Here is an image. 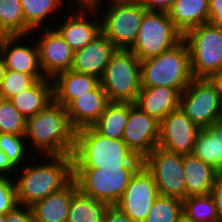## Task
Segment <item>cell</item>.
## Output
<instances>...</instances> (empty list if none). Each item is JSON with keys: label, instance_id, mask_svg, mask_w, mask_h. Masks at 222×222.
Wrapping results in <instances>:
<instances>
[{"label": "cell", "instance_id": "1", "mask_svg": "<svg viewBox=\"0 0 222 222\" xmlns=\"http://www.w3.org/2000/svg\"><path fill=\"white\" fill-rule=\"evenodd\" d=\"M73 168L141 167L143 159L123 139H110L92 126L76 131L72 153Z\"/></svg>", "mask_w": 222, "mask_h": 222}, {"label": "cell", "instance_id": "2", "mask_svg": "<svg viewBox=\"0 0 222 222\" xmlns=\"http://www.w3.org/2000/svg\"><path fill=\"white\" fill-rule=\"evenodd\" d=\"M76 131L66 107L53 100L39 113L27 118L25 139L31 140V146H35L44 158L47 155H72Z\"/></svg>", "mask_w": 222, "mask_h": 222}, {"label": "cell", "instance_id": "3", "mask_svg": "<svg viewBox=\"0 0 222 222\" xmlns=\"http://www.w3.org/2000/svg\"><path fill=\"white\" fill-rule=\"evenodd\" d=\"M50 159L41 165L30 162L22 167L14 180L18 204L32 206L49 194L60 191L73 180L72 155H47ZM52 160V161H51Z\"/></svg>", "mask_w": 222, "mask_h": 222}, {"label": "cell", "instance_id": "4", "mask_svg": "<svg viewBox=\"0 0 222 222\" xmlns=\"http://www.w3.org/2000/svg\"><path fill=\"white\" fill-rule=\"evenodd\" d=\"M141 88L173 87L181 93L194 79L186 42L182 39L158 56L140 60Z\"/></svg>", "mask_w": 222, "mask_h": 222}, {"label": "cell", "instance_id": "5", "mask_svg": "<svg viewBox=\"0 0 222 222\" xmlns=\"http://www.w3.org/2000/svg\"><path fill=\"white\" fill-rule=\"evenodd\" d=\"M194 78L212 79L222 71V28L201 24L183 34Z\"/></svg>", "mask_w": 222, "mask_h": 222}, {"label": "cell", "instance_id": "6", "mask_svg": "<svg viewBox=\"0 0 222 222\" xmlns=\"http://www.w3.org/2000/svg\"><path fill=\"white\" fill-rule=\"evenodd\" d=\"M139 168H73V180L84 195L114 206Z\"/></svg>", "mask_w": 222, "mask_h": 222}, {"label": "cell", "instance_id": "7", "mask_svg": "<svg viewBox=\"0 0 222 222\" xmlns=\"http://www.w3.org/2000/svg\"><path fill=\"white\" fill-rule=\"evenodd\" d=\"M110 102L134 103L141 90L140 60L130 50L118 49L100 79Z\"/></svg>", "mask_w": 222, "mask_h": 222}, {"label": "cell", "instance_id": "8", "mask_svg": "<svg viewBox=\"0 0 222 222\" xmlns=\"http://www.w3.org/2000/svg\"><path fill=\"white\" fill-rule=\"evenodd\" d=\"M183 39V34L163 11H146L135 43L129 49L139 59L158 56Z\"/></svg>", "mask_w": 222, "mask_h": 222}, {"label": "cell", "instance_id": "9", "mask_svg": "<svg viewBox=\"0 0 222 222\" xmlns=\"http://www.w3.org/2000/svg\"><path fill=\"white\" fill-rule=\"evenodd\" d=\"M101 15V33L117 49L129 50L136 41L140 25L147 11L138 1L111 2ZM105 12V14L103 13ZM103 18V19H102ZM103 20V21H102Z\"/></svg>", "mask_w": 222, "mask_h": 222}, {"label": "cell", "instance_id": "10", "mask_svg": "<svg viewBox=\"0 0 222 222\" xmlns=\"http://www.w3.org/2000/svg\"><path fill=\"white\" fill-rule=\"evenodd\" d=\"M179 108L201 129L221 120L222 99L216 83L194 78L181 93Z\"/></svg>", "mask_w": 222, "mask_h": 222}, {"label": "cell", "instance_id": "11", "mask_svg": "<svg viewBox=\"0 0 222 222\" xmlns=\"http://www.w3.org/2000/svg\"><path fill=\"white\" fill-rule=\"evenodd\" d=\"M143 165L153 175L159 195L186 198L183 154L157 146L143 159Z\"/></svg>", "mask_w": 222, "mask_h": 222}, {"label": "cell", "instance_id": "12", "mask_svg": "<svg viewBox=\"0 0 222 222\" xmlns=\"http://www.w3.org/2000/svg\"><path fill=\"white\" fill-rule=\"evenodd\" d=\"M159 196L153 175L142 165L132 176L119 202L115 205L133 222H144Z\"/></svg>", "mask_w": 222, "mask_h": 222}, {"label": "cell", "instance_id": "13", "mask_svg": "<svg viewBox=\"0 0 222 222\" xmlns=\"http://www.w3.org/2000/svg\"><path fill=\"white\" fill-rule=\"evenodd\" d=\"M199 128L180 108L160 121L158 146L178 154H192Z\"/></svg>", "mask_w": 222, "mask_h": 222}, {"label": "cell", "instance_id": "14", "mask_svg": "<svg viewBox=\"0 0 222 222\" xmlns=\"http://www.w3.org/2000/svg\"><path fill=\"white\" fill-rule=\"evenodd\" d=\"M160 122L129 102V117L122 139L139 157L144 159L158 146Z\"/></svg>", "mask_w": 222, "mask_h": 222}, {"label": "cell", "instance_id": "15", "mask_svg": "<svg viewBox=\"0 0 222 222\" xmlns=\"http://www.w3.org/2000/svg\"><path fill=\"white\" fill-rule=\"evenodd\" d=\"M39 31H43L36 41L40 66L45 77L53 79L58 73L71 69L74 51L54 28L45 25Z\"/></svg>", "mask_w": 222, "mask_h": 222}, {"label": "cell", "instance_id": "16", "mask_svg": "<svg viewBox=\"0 0 222 222\" xmlns=\"http://www.w3.org/2000/svg\"><path fill=\"white\" fill-rule=\"evenodd\" d=\"M78 6L80 9L77 13L75 12V15L72 12L73 15L68 16L69 18L67 17L65 22L57 24L55 27L58 34L74 52L84 48L101 33V23L97 20L92 21L93 16H98V10L90 5L78 4ZM90 15L92 16L91 20L88 17Z\"/></svg>", "mask_w": 222, "mask_h": 222}, {"label": "cell", "instance_id": "17", "mask_svg": "<svg viewBox=\"0 0 222 222\" xmlns=\"http://www.w3.org/2000/svg\"><path fill=\"white\" fill-rule=\"evenodd\" d=\"M21 38L25 36H0V54L7 70L29 75H44L40 66L37 44L32 46H26L24 42L20 44Z\"/></svg>", "mask_w": 222, "mask_h": 222}, {"label": "cell", "instance_id": "18", "mask_svg": "<svg viewBox=\"0 0 222 222\" xmlns=\"http://www.w3.org/2000/svg\"><path fill=\"white\" fill-rule=\"evenodd\" d=\"M118 49L102 33L84 48L74 52L71 70L101 79L112 55Z\"/></svg>", "mask_w": 222, "mask_h": 222}, {"label": "cell", "instance_id": "19", "mask_svg": "<svg viewBox=\"0 0 222 222\" xmlns=\"http://www.w3.org/2000/svg\"><path fill=\"white\" fill-rule=\"evenodd\" d=\"M109 103L107 94L100 83L89 94L80 95L72 100L66 106V111L73 127L79 130L93 126Z\"/></svg>", "mask_w": 222, "mask_h": 222}, {"label": "cell", "instance_id": "20", "mask_svg": "<svg viewBox=\"0 0 222 222\" xmlns=\"http://www.w3.org/2000/svg\"><path fill=\"white\" fill-rule=\"evenodd\" d=\"M181 92L173 87L141 88L134 105L159 122L180 106Z\"/></svg>", "mask_w": 222, "mask_h": 222}, {"label": "cell", "instance_id": "21", "mask_svg": "<svg viewBox=\"0 0 222 222\" xmlns=\"http://www.w3.org/2000/svg\"><path fill=\"white\" fill-rule=\"evenodd\" d=\"M53 100L66 107L80 95L89 94L101 82L100 79L71 69L58 73L53 79Z\"/></svg>", "mask_w": 222, "mask_h": 222}, {"label": "cell", "instance_id": "22", "mask_svg": "<svg viewBox=\"0 0 222 222\" xmlns=\"http://www.w3.org/2000/svg\"><path fill=\"white\" fill-rule=\"evenodd\" d=\"M78 190L74 180L31 207L34 222H67L72 195Z\"/></svg>", "mask_w": 222, "mask_h": 222}, {"label": "cell", "instance_id": "23", "mask_svg": "<svg viewBox=\"0 0 222 222\" xmlns=\"http://www.w3.org/2000/svg\"><path fill=\"white\" fill-rule=\"evenodd\" d=\"M186 197L211 193L212 185L220 174L212 166L192 154L183 155Z\"/></svg>", "mask_w": 222, "mask_h": 222}, {"label": "cell", "instance_id": "24", "mask_svg": "<svg viewBox=\"0 0 222 222\" xmlns=\"http://www.w3.org/2000/svg\"><path fill=\"white\" fill-rule=\"evenodd\" d=\"M9 100L26 119L32 117L53 101V81L50 78L39 79Z\"/></svg>", "mask_w": 222, "mask_h": 222}, {"label": "cell", "instance_id": "25", "mask_svg": "<svg viewBox=\"0 0 222 222\" xmlns=\"http://www.w3.org/2000/svg\"><path fill=\"white\" fill-rule=\"evenodd\" d=\"M192 155L222 173V119L199 130Z\"/></svg>", "mask_w": 222, "mask_h": 222}, {"label": "cell", "instance_id": "26", "mask_svg": "<svg viewBox=\"0 0 222 222\" xmlns=\"http://www.w3.org/2000/svg\"><path fill=\"white\" fill-rule=\"evenodd\" d=\"M209 0H176L167 11L175 27L184 34L209 21Z\"/></svg>", "mask_w": 222, "mask_h": 222}, {"label": "cell", "instance_id": "27", "mask_svg": "<svg viewBox=\"0 0 222 222\" xmlns=\"http://www.w3.org/2000/svg\"><path fill=\"white\" fill-rule=\"evenodd\" d=\"M128 117L129 102H110L92 127L105 137L122 139Z\"/></svg>", "mask_w": 222, "mask_h": 222}, {"label": "cell", "instance_id": "28", "mask_svg": "<svg viewBox=\"0 0 222 222\" xmlns=\"http://www.w3.org/2000/svg\"><path fill=\"white\" fill-rule=\"evenodd\" d=\"M110 206L77 190L72 195L67 222H104Z\"/></svg>", "mask_w": 222, "mask_h": 222}, {"label": "cell", "instance_id": "29", "mask_svg": "<svg viewBox=\"0 0 222 222\" xmlns=\"http://www.w3.org/2000/svg\"><path fill=\"white\" fill-rule=\"evenodd\" d=\"M33 30L25 23L20 0H0V36H26Z\"/></svg>", "mask_w": 222, "mask_h": 222}, {"label": "cell", "instance_id": "30", "mask_svg": "<svg viewBox=\"0 0 222 222\" xmlns=\"http://www.w3.org/2000/svg\"><path fill=\"white\" fill-rule=\"evenodd\" d=\"M25 23L33 30H39L52 12H57L63 0H20ZM39 28V29H38Z\"/></svg>", "mask_w": 222, "mask_h": 222}, {"label": "cell", "instance_id": "31", "mask_svg": "<svg viewBox=\"0 0 222 222\" xmlns=\"http://www.w3.org/2000/svg\"><path fill=\"white\" fill-rule=\"evenodd\" d=\"M183 213L193 222H219L212 195H192L183 199Z\"/></svg>", "mask_w": 222, "mask_h": 222}, {"label": "cell", "instance_id": "32", "mask_svg": "<svg viewBox=\"0 0 222 222\" xmlns=\"http://www.w3.org/2000/svg\"><path fill=\"white\" fill-rule=\"evenodd\" d=\"M182 214V199L159 195L153 202L144 222H177Z\"/></svg>", "mask_w": 222, "mask_h": 222}, {"label": "cell", "instance_id": "33", "mask_svg": "<svg viewBox=\"0 0 222 222\" xmlns=\"http://www.w3.org/2000/svg\"><path fill=\"white\" fill-rule=\"evenodd\" d=\"M26 122L9 99L0 98V133L25 135Z\"/></svg>", "mask_w": 222, "mask_h": 222}, {"label": "cell", "instance_id": "34", "mask_svg": "<svg viewBox=\"0 0 222 222\" xmlns=\"http://www.w3.org/2000/svg\"><path fill=\"white\" fill-rule=\"evenodd\" d=\"M46 78L45 75H29L13 70H6L0 87V98L10 99L23 90L31 87L37 80Z\"/></svg>", "mask_w": 222, "mask_h": 222}, {"label": "cell", "instance_id": "35", "mask_svg": "<svg viewBox=\"0 0 222 222\" xmlns=\"http://www.w3.org/2000/svg\"><path fill=\"white\" fill-rule=\"evenodd\" d=\"M25 140V141H24ZM25 135H15L11 133H0V149L6 154L10 161L16 166H23V159L28 152ZM26 154V155H25ZM21 164V165H20Z\"/></svg>", "mask_w": 222, "mask_h": 222}, {"label": "cell", "instance_id": "36", "mask_svg": "<svg viewBox=\"0 0 222 222\" xmlns=\"http://www.w3.org/2000/svg\"><path fill=\"white\" fill-rule=\"evenodd\" d=\"M16 205H18V202L14 179L0 175V213L6 214Z\"/></svg>", "mask_w": 222, "mask_h": 222}, {"label": "cell", "instance_id": "37", "mask_svg": "<svg viewBox=\"0 0 222 222\" xmlns=\"http://www.w3.org/2000/svg\"><path fill=\"white\" fill-rule=\"evenodd\" d=\"M5 222H34L31 207L18 204L5 214Z\"/></svg>", "mask_w": 222, "mask_h": 222}, {"label": "cell", "instance_id": "38", "mask_svg": "<svg viewBox=\"0 0 222 222\" xmlns=\"http://www.w3.org/2000/svg\"><path fill=\"white\" fill-rule=\"evenodd\" d=\"M210 194L215 202L219 222H222V173L216 177Z\"/></svg>", "mask_w": 222, "mask_h": 222}, {"label": "cell", "instance_id": "39", "mask_svg": "<svg viewBox=\"0 0 222 222\" xmlns=\"http://www.w3.org/2000/svg\"><path fill=\"white\" fill-rule=\"evenodd\" d=\"M209 21L213 26L222 28V0H209Z\"/></svg>", "mask_w": 222, "mask_h": 222}, {"label": "cell", "instance_id": "40", "mask_svg": "<svg viewBox=\"0 0 222 222\" xmlns=\"http://www.w3.org/2000/svg\"><path fill=\"white\" fill-rule=\"evenodd\" d=\"M176 0H138L147 11L167 12Z\"/></svg>", "mask_w": 222, "mask_h": 222}, {"label": "cell", "instance_id": "41", "mask_svg": "<svg viewBox=\"0 0 222 222\" xmlns=\"http://www.w3.org/2000/svg\"><path fill=\"white\" fill-rule=\"evenodd\" d=\"M104 222H133L125 213H123L117 206H110Z\"/></svg>", "mask_w": 222, "mask_h": 222}, {"label": "cell", "instance_id": "42", "mask_svg": "<svg viewBox=\"0 0 222 222\" xmlns=\"http://www.w3.org/2000/svg\"><path fill=\"white\" fill-rule=\"evenodd\" d=\"M18 169L19 168H17L6 156V154L0 149V175L10 176V174L7 173L13 172L12 174H16L13 170H16L17 172Z\"/></svg>", "mask_w": 222, "mask_h": 222}, {"label": "cell", "instance_id": "43", "mask_svg": "<svg viewBox=\"0 0 222 222\" xmlns=\"http://www.w3.org/2000/svg\"><path fill=\"white\" fill-rule=\"evenodd\" d=\"M101 1L104 2V0H91L87 5L95 7L97 10H99L102 5ZM136 1L138 0H110V3L111 2H136Z\"/></svg>", "mask_w": 222, "mask_h": 222}, {"label": "cell", "instance_id": "44", "mask_svg": "<svg viewBox=\"0 0 222 222\" xmlns=\"http://www.w3.org/2000/svg\"><path fill=\"white\" fill-rule=\"evenodd\" d=\"M212 80L216 83L222 99V71L218 72Z\"/></svg>", "mask_w": 222, "mask_h": 222}, {"label": "cell", "instance_id": "45", "mask_svg": "<svg viewBox=\"0 0 222 222\" xmlns=\"http://www.w3.org/2000/svg\"><path fill=\"white\" fill-rule=\"evenodd\" d=\"M6 70H7V68H6L4 59H3V57L0 54V87H1L2 81L4 79Z\"/></svg>", "mask_w": 222, "mask_h": 222}, {"label": "cell", "instance_id": "46", "mask_svg": "<svg viewBox=\"0 0 222 222\" xmlns=\"http://www.w3.org/2000/svg\"><path fill=\"white\" fill-rule=\"evenodd\" d=\"M177 222H193L190 218H188L184 213L179 217Z\"/></svg>", "mask_w": 222, "mask_h": 222}, {"label": "cell", "instance_id": "47", "mask_svg": "<svg viewBox=\"0 0 222 222\" xmlns=\"http://www.w3.org/2000/svg\"><path fill=\"white\" fill-rule=\"evenodd\" d=\"M91 0H74V3L78 5L79 4H82V5H87Z\"/></svg>", "mask_w": 222, "mask_h": 222}, {"label": "cell", "instance_id": "48", "mask_svg": "<svg viewBox=\"0 0 222 222\" xmlns=\"http://www.w3.org/2000/svg\"><path fill=\"white\" fill-rule=\"evenodd\" d=\"M0 222H5V214L0 213Z\"/></svg>", "mask_w": 222, "mask_h": 222}]
</instances>
